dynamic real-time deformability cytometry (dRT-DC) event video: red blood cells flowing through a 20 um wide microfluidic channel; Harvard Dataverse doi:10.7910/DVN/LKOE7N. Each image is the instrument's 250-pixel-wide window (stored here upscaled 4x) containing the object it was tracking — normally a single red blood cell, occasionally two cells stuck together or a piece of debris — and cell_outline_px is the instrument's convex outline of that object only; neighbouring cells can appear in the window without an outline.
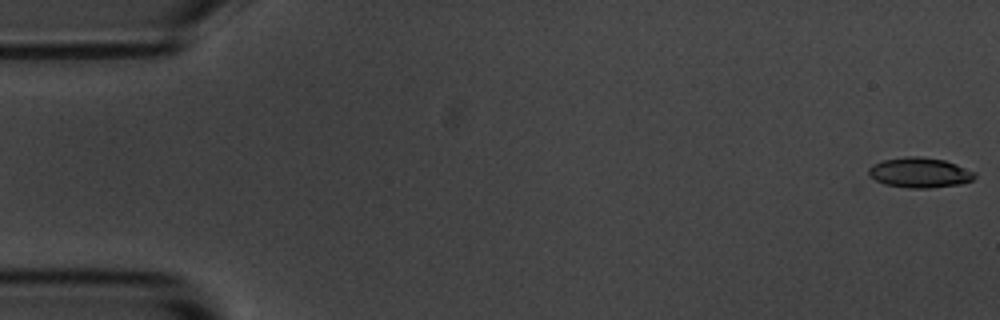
{"species": "common noctule bat (a hibernating species)", "species_latin": "Nyctalus noctula", "temperature_condition": "room temperature", "stored_images_in_passage": 56, "segment_of_instrument_passage": [1, 2], "camera_frame_rate_fps": 3000, "um_per_image_px": 0.085, "animal": {"sex": "male", "body_mass_g": 20.1, "forearm_length_mm": 53.5}, "frame": {"image": 1, "passage_image": 1, "time_ms": 0.0, "image_size_px": [1000, 320], "cell_outline_px": [[976, 176], [972, 180], [960, 184], [928, 188], [908, 188], [884, 184], [868, 176], [868, 168], [872, 164], [884, 160], [908, 156], [920, 156], [944, 160], [956, 164], [976, 172]], "centroid_in_image_um": [78.16, 14.67], "position_along_channel_um": 6.8, "area_um2": 18.67}}
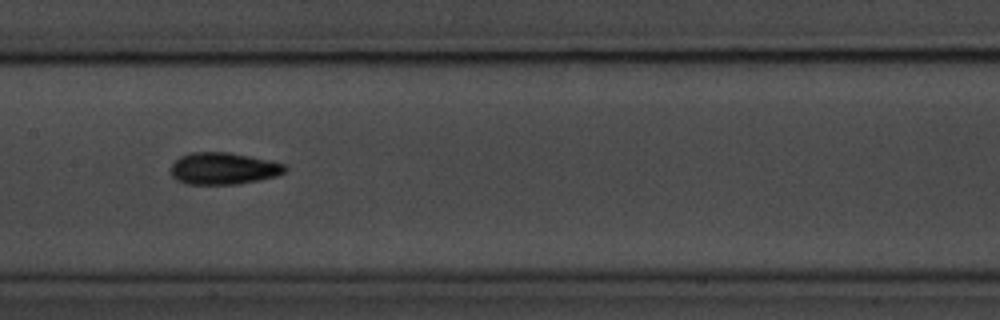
{"frame": {"image": 2, "passage_image": 27, "time_ms": 8.667, "image_size_px": [1000, 320], "cell_outline_px": [[288, 168], [284, 172], [276, 176], [236, 184], [184, 184], [176, 180], [172, 176], [168, 168], [180, 156], [192, 152], [228, 152], [268, 160], [284, 164]], "centroid_in_image_um": [18.93, 14.32], "position_along_channel_um": 188.5, "area_um2": 21.21}}
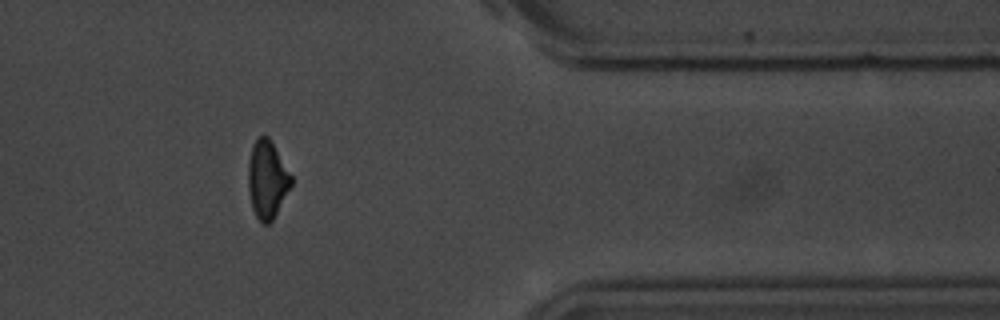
{"frame": {"image": 3, "passage_image": 45, "time_ms": 14.667, "image_size_px": [1000, 320], "cell_outline_px": [[292, 184], [272, 220], [268, 224], [264, 224], [256, 216], [252, 208], [248, 188], [248, 160], [252, 144], [260, 136], [268, 136], [292, 176]], "centroid_in_image_um": [22.69, 15.24], "position_along_channel_um": 388.7, "area_um2": 19.25}}